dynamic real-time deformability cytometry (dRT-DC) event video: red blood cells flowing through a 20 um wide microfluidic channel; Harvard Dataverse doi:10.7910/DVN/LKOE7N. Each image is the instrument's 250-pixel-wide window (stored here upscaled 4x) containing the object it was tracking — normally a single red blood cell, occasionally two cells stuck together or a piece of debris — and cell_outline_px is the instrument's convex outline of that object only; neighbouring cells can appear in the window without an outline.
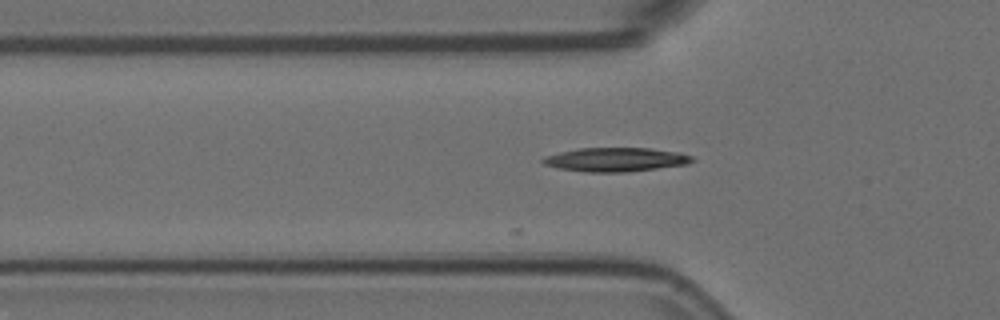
{"species": "Egyptian fruit bat (a non-hibernating species)", "species_latin": "Rousettus aegyptiacus", "temperature_condition": "room temperature", "stored_images_in_passage": 8, "camera_frame_rate_fps": 3000, "um_per_image_px": 0.085, "animal": {"sex": "female"}, "frame": {"image": 1, "passage_image": 2, "time_ms": 0.333, "image_size_px": [1000, 320], "cell_outline_px": [[696, 160], [688, 164], [628, 172], [584, 172], [556, 168], [544, 164], [540, 160], [544, 156], [560, 152], [580, 148], [652, 148], [680, 152], [692, 156]], "centroid_in_image_um": [52.34, 13.56], "position_along_channel_um": 73.5, "area_um2": 21.04}}
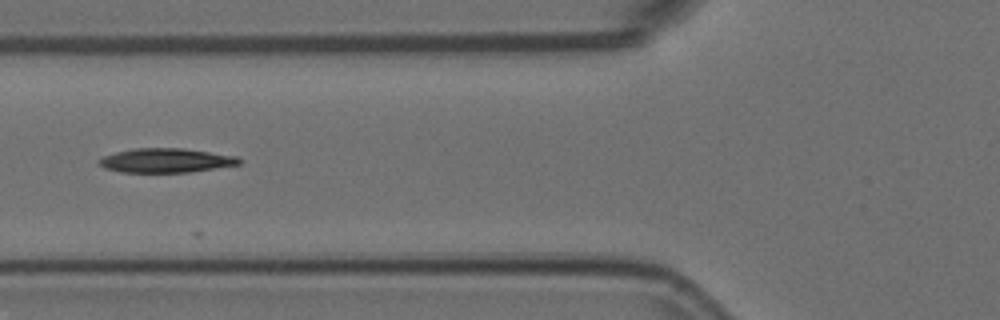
{"frame": {"image": 2, "passage_image": 5, "time_ms": 1.333, "image_size_px": [1000, 320], "cell_outline_px": [[244, 160], [240, 164], [188, 172], [120, 172], [104, 168], [96, 160], [104, 156], [116, 152], [132, 148], [184, 148], [240, 156]], "centroid_in_image_um": [14.14, 13.63], "position_along_channel_um": 111.7, "area_um2": 19.94}}